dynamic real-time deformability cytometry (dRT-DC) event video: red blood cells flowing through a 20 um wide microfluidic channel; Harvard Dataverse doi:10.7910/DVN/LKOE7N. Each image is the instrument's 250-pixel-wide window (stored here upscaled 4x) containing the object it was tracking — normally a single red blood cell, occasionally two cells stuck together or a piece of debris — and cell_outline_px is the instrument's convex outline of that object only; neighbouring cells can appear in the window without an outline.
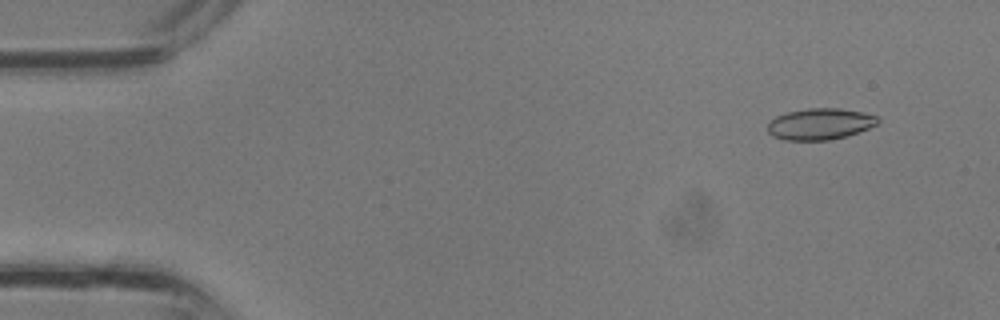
{"species": "common noctule bat (a hibernating species)", "species_latin": "Nyctalus noctula", "temperature_condition": "room temperature", "stored_images_in_passage": 34, "camera_frame_rate_fps": 3000, "um_per_image_px": 0.085, "animal": {"sex": "male", "body_mass_g": 13.3}, "frame": {"image": 1, "passage_image": 2, "time_ms": 0.333, "image_size_px": [1000, 320], "cell_outline_px": [[880, 120], [876, 124], [868, 128], [844, 136], [828, 140], [784, 140], [772, 136], [768, 132], [768, 124], [776, 116], [788, 112], [808, 108], [840, 108], [860, 112], [876, 116]], "centroid_in_image_um": [69.66, 10.54], "position_along_channel_um": 15.3, "area_um2": 19.83}}
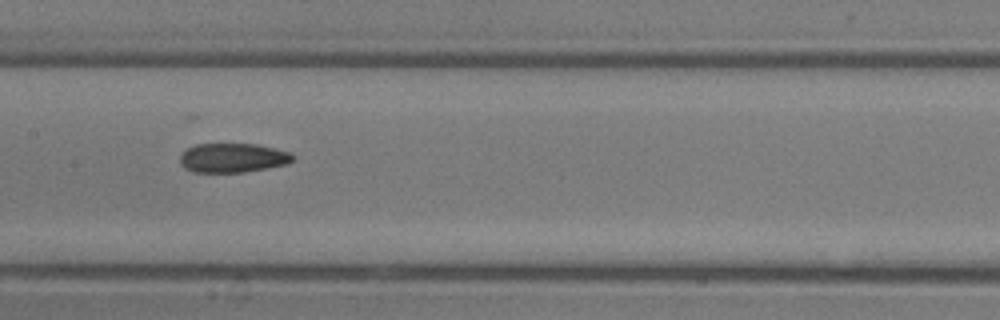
{"frame": {"image": 2, "passage_image": 16, "time_ms": 5.0, "image_size_px": [1000, 320], "cell_outline_px": [[296, 156], [288, 164], [244, 172], [192, 172], [184, 168], [180, 164], [180, 156], [188, 148], [196, 144], [256, 144], [276, 148], [292, 152]], "centroid_in_image_um": [19.82, 13.41], "position_along_channel_um": 187.6, "area_um2": 19.36}}
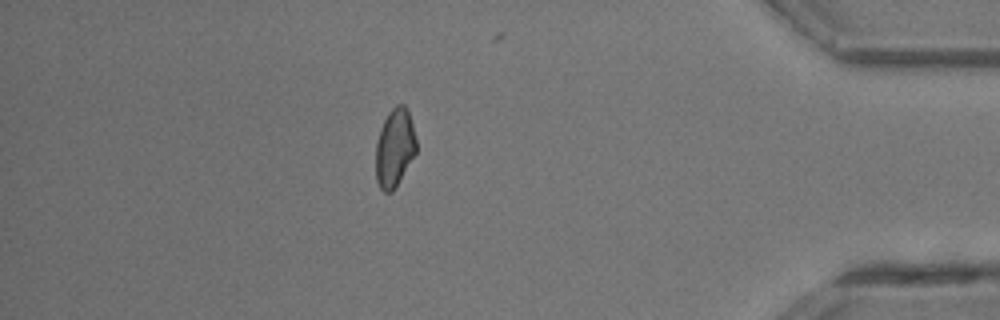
{"frame": {"image": 3, "passage_image": 29, "time_ms": 9.333, "image_size_px": [1000, 320], "cell_outline_px": [[416, 152], [392, 192], [384, 192], [380, 188], [376, 180], [376, 144], [380, 128], [388, 112], [396, 104], [404, 104], [408, 108], [416, 140]], "centroid_in_image_um": [33.53, 12.53], "position_along_channel_um": 401.7, "area_um2": 18.38}}